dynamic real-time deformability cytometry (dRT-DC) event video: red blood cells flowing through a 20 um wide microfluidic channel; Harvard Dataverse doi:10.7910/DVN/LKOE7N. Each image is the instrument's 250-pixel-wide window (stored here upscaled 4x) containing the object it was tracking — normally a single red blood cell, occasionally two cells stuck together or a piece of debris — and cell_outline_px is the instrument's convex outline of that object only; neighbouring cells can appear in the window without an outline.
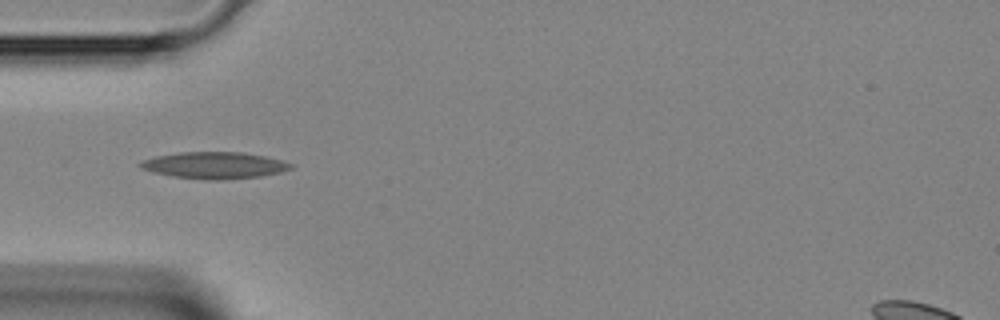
{"species": "Egyptian fruit bat (a non-hibernating species)", "species_latin": "Rousettus aegyptiacus", "temperature_condition": "room temperature", "stored_images_in_passage": 32, "camera_frame_rate_fps": 3000, "um_per_image_px": 0.085, "animal": {"sex": "female"}, "frame": {"image": 1, "passage_image": 2, "time_ms": 0.333, "image_size_px": [1000, 320], "cell_outline_px": [[296, 164], [292, 168], [280, 172], [260, 176], [224, 180], [204, 180], [172, 176], [152, 172], [140, 168], [136, 164], [144, 160], [156, 156], [180, 152], [244, 152], [284, 160]], "centroid_in_image_um": [18.24, 14.05], "position_along_channel_um": 66.8, "area_um2": 23.64}}
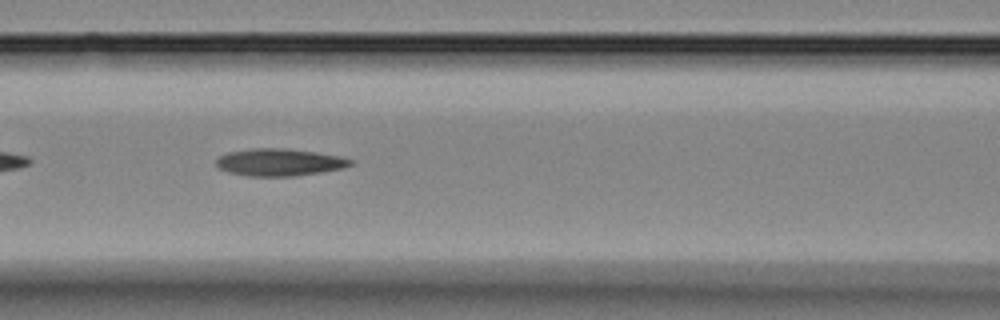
{"frame": {"image": 2, "passage_image": 7, "time_ms": 2.0, "image_size_px": [1000, 320], "cell_outline_px": [[356, 160], [352, 164], [344, 168], [296, 176], [248, 176], [228, 172], [220, 168], [216, 164], [216, 160], [220, 156], [228, 152], [252, 148], [288, 148], [316, 152], [340, 156]], "centroid_in_image_um": [23.78, 13.79], "position_along_channel_um": 142.8, "area_um2": 21.44}}
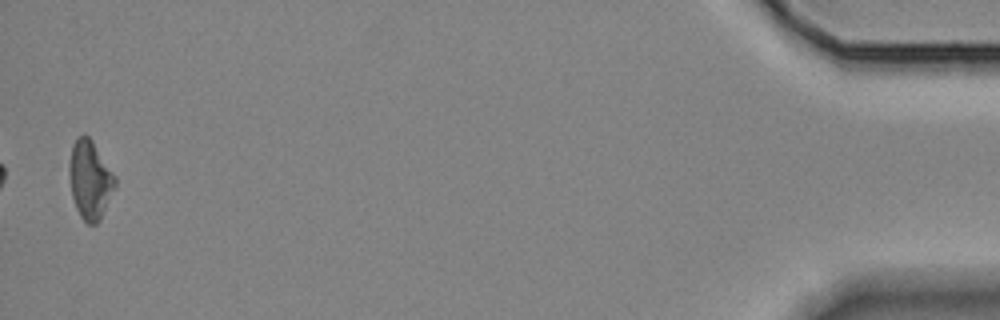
{"frame": {"image": 3, "passage_image": 32, "time_ms": 10.333, "image_size_px": [1000, 320], "cell_outline_px": [[116, 184], [100, 220], [96, 224], [88, 224], [80, 216], [76, 208], [72, 196], [68, 172], [68, 164], [72, 144], [76, 136], [84, 132], [92, 140], [116, 176]], "centroid_in_image_um": [7.63, 15.23], "position_along_channel_um": 427.6, "area_um2": 21.21}}